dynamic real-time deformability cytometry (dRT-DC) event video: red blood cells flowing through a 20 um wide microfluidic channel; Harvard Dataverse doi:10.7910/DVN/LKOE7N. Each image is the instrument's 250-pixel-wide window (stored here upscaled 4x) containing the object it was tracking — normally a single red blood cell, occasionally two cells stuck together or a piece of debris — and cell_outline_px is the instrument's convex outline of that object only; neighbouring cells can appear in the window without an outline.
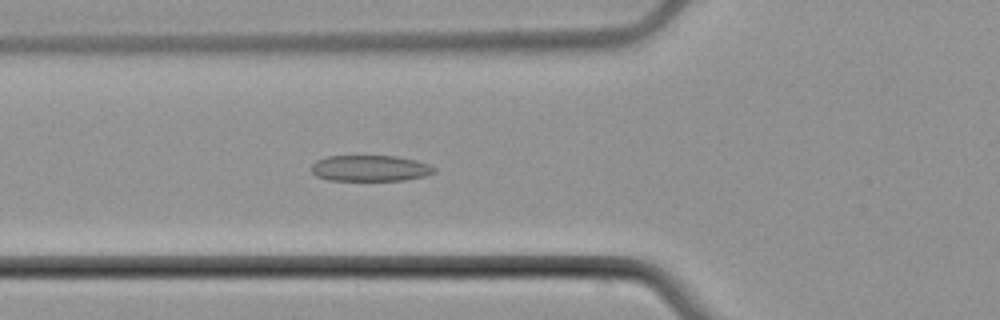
{"species": "common noctule bat (a hibernating species)", "species_latin": "Nyctalus noctula", "temperature_condition": "cold", "stored_images_in_passage": 5, "camera_frame_rate_fps": 3000, "um_per_image_px": 0.085, "animal": {"sex": "male", "body_mass_g": 21.5, "forearm_length_mm": 52.0}, "frame": {"image": 1, "passage_image": 5, "time_ms": 5.0, "image_size_px": [1000, 320], "cell_outline_px": [[436, 172], [424, 176], [404, 180], [328, 180], [316, 176], [312, 172], [312, 164], [316, 160], [328, 156], [396, 156], [416, 160], [428, 164], [436, 168]], "centroid_in_image_um": [31.46, 14.3], "position_along_channel_um": 94.3, "area_um2": 18.61}}